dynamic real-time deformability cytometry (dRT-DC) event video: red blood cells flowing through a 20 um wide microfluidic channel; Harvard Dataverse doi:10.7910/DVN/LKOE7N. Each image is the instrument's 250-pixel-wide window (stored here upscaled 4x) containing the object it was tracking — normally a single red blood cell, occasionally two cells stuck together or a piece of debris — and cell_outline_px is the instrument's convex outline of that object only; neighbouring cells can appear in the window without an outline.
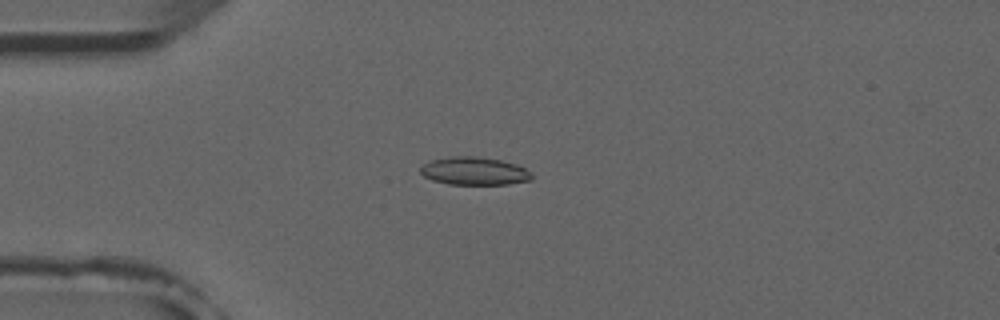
{"species": "common noctule bat (a hibernating species)", "species_latin": "Nyctalus noctula", "temperature_condition": "room temperature", "stored_images_in_passage": 5, "camera_frame_rate_fps": 3000, "um_per_image_px": 0.085, "animal": {"sex": "male", "forearm_length_mm": 52.5}, "frame": {"image": 1, "passage_image": 4, "time_ms": 4.333, "image_size_px": [1000, 320], "cell_outline_px": [[532, 180], [508, 184], [448, 184], [432, 180], [424, 176], [420, 172], [420, 168], [424, 164], [432, 160], [452, 156], [472, 156], [500, 160], [516, 164], [524, 168], [532, 176]], "centroid_in_image_um": [40.3, 14.54], "position_along_channel_um": 44.7, "area_um2": 17.92}}